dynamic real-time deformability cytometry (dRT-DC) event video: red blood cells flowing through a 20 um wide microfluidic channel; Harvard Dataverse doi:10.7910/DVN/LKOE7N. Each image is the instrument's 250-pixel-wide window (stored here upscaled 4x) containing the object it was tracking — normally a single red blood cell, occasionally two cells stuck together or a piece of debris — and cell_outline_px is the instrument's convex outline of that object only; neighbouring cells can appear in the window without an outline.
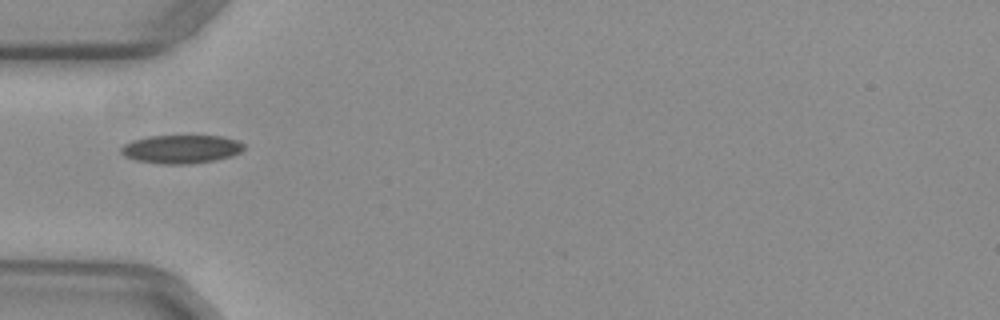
{"species": "common noctule bat (a hibernating species)", "species_latin": "Nyctalus noctula", "temperature_condition": "warm", "stored_images_in_passage": 36, "camera_frame_rate_fps": 3000, "um_per_image_px": 0.085, "animal": {"sex": "female", "body_mass_g": 29.2, "forearm_length_mm": 56.3}, "frame": {"image": 1, "passage_image": 1, "time_ms": 0.0, "image_size_px": [1000, 320], "cell_outline_px": [[244, 148], [240, 152], [232, 156], [216, 160], [188, 164], [160, 164], [136, 160], [124, 156], [120, 152], [120, 148], [124, 144], [132, 140], [148, 136], [220, 136], [236, 140], [244, 144]], "centroid_in_image_um": [15.38, 12.68], "position_along_channel_um": 69.6, "area_um2": 20.4}}
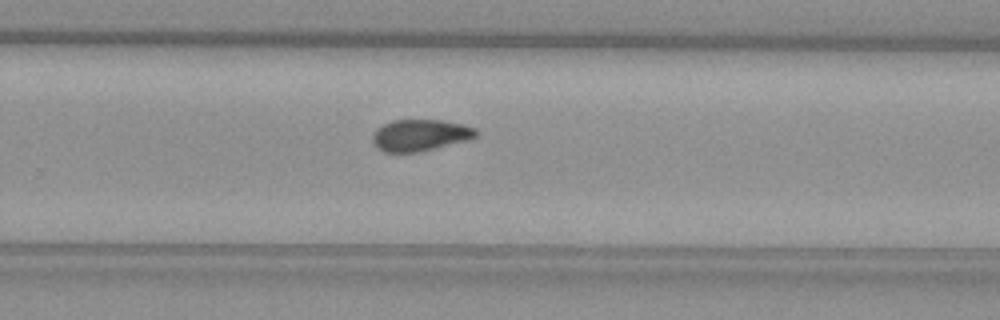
{"frame": {"image": 2, "passage_image": 18, "time_ms": 5.667, "image_size_px": [1000, 320], "cell_outline_px": [[476, 136], [464, 140], [420, 152], [384, 152], [372, 140], [372, 136], [376, 128], [392, 120], [440, 120], [464, 124], [476, 128]], "centroid_in_image_um": [35.69, 11.48], "position_along_channel_um": 294.1, "area_um2": 18.73}}
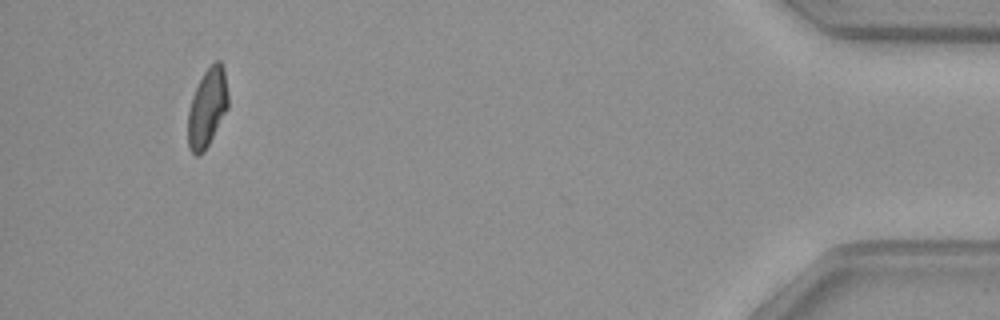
{"frame": {"image": 3, "passage_image": 33, "time_ms": 10.667, "image_size_px": [1000, 320], "cell_outline_px": [[228, 108], [204, 152], [196, 156], [188, 148], [188, 112], [192, 96], [204, 72], [216, 60], [220, 60], [224, 68], [228, 92]], "centroid_in_image_um": [17.62, 9.16], "position_along_channel_um": 417.6, "area_um2": 18.32}}